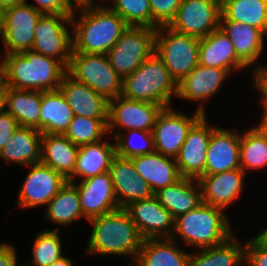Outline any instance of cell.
<instances>
[{
    "label": "cell",
    "mask_w": 267,
    "mask_h": 266,
    "mask_svg": "<svg viewBox=\"0 0 267 266\" xmlns=\"http://www.w3.org/2000/svg\"><path fill=\"white\" fill-rule=\"evenodd\" d=\"M245 262L249 266H267V246L254 236L245 241Z\"/></svg>",
    "instance_id": "obj_43"
},
{
    "label": "cell",
    "mask_w": 267,
    "mask_h": 266,
    "mask_svg": "<svg viewBox=\"0 0 267 266\" xmlns=\"http://www.w3.org/2000/svg\"><path fill=\"white\" fill-rule=\"evenodd\" d=\"M100 1L78 3L71 15L74 52L107 54L128 28L116 12Z\"/></svg>",
    "instance_id": "obj_1"
},
{
    "label": "cell",
    "mask_w": 267,
    "mask_h": 266,
    "mask_svg": "<svg viewBox=\"0 0 267 266\" xmlns=\"http://www.w3.org/2000/svg\"><path fill=\"white\" fill-rule=\"evenodd\" d=\"M189 255L172 238L145 239L133 266H188Z\"/></svg>",
    "instance_id": "obj_29"
},
{
    "label": "cell",
    "mask_w": 267,
    "mask_h": 266,
    "mask_svg": "<svg viewBox=\"0 0 267 266\" xmlns=\"http://www.w3.org/2000/svg\"><path fill=\"white\" fill-rule=\"evenodd\" d=\"M152 12V28L168 26L176 16L182 0H149Z\"/></svg>",
    "instance_id": "obj_41"
},
{
    "label": "cell",
    "mask_w": 267,
    "mask_h": 266,
    "mask_svg": "<svg viewBox=\"0 0 267 266\" xmlns=\"http://www.w3.org/2000/svg\"><path fill=\"white\" fill-rule=\"evenodd\" d=\"M163 108L158 103L132 100L122 95L109 100L108 138H115L127 130L152 132Z\"/></svg>",
    "instance_id": "obj_10"
},
{
    "label": "cell",
    "mask_w": 267,
    "mask_h": 266,
    "mask_svg": "<svg viewBox=\"0 0 267 266\" xmlns=\"http://www.w3.org/2000/svg\"><path fill=\"white\" fill-rule=\"evenodd\" d=\"M0 73L8 87L49 91L58 89L67 68L55 58L29 50L0 55Z\"/></svg>",
    "instance_id": "obj_3"
},
{
    "label": "cell",
    "mask_w": 267,
    "mask_h": 266,
    "mask_svg": "<svg viewBox=\"0 0 267 266\" xmlns=\"http://www.w3.org/2000/svg\"><path fill=\"white\" fill-rule=\"evenodd\" d=\"M230 236L224 242L190 252L188 266H240L245 261V241Z\"/></svg>",
    "instance_id": "obj_33"
},
{
    "label": "cell",
    "mask_w": 267,
    "mask_h": 266,
    "mask_svg": "<svg viewBox=\"0 0 267 266\" xmlns=\"http://www.w3.org/2000/svg\"><path fill=\"white\" fill-rule=\"evenodd\" d=\"M67 74L86 84L108 101L121 95L122 79L110 65L106 54L72 52Z\"/></svg>",
    "instance_id": "obj_6"
},
{
    "label": "cell",
    "mask_w": 267,
    "mask_h": 266,
    "mask_svg": "<svg viewBox=\"0 0 267 266\" xmlns=\"http://www.w3.org/2000/svg\"><path fill=\"white\" fill-rule=\"evenodd\" d=\"M71 15L43 14L35 27L32 48L44 56L57 59L66 68L73 52Z\"/></svg>",
    "instance_id": "obj_9"
},
{
    "label": "cell",
    "mask_w": 267,
    "mask_h": 266,
    "mask_svg": "<svg viewBox=\"0 0 267 266\" xmlns=\"http://www.w3.org/2000/svg\"><path fill=\"white\" fill-rule=\"evenodd\" d=\"M200 39L159 26L155 35V52L179 83L199 64Z\"/></svg>",
    "instance_id": "obj_7"
},
{
    "label": "cell",
    "mask_w": 267,
    "mask_h": 266,
    "mask_svg": "<svg viewBox=\"0 0 267 266\" xmlns=\"http://www.w3.org/2000/svg\"><path fill=\"white\" fill-rule=\"evenodd\" d=\"M87 222L92 225V231L85 247L86 255L128 256L133 266L144 239L124 208L93 217Z\"/></svg>",
    "instance_id": "obj_2"
},
{
    "label": "cell",
    "mask_w": 267,
    "mask_h": 266,
    "mask_svg": "<svg viewBox=\"0 0 267 266\" xmlns=\"http://www.w3.org/2000/svg\"><path fill=\"white\" fill-rule=\"evenodd\" d=\"M43 15L24 1L4 9L3 43L6 54L32 50L35 27Z\"/></svg>",
    "instance_id": "obj_11"
},
{
    "label": "cell",
    "mask_w": 267,
    "mask_h": 266,
    "mask_svg": "<svg viewBox=\"0 0 267 266\" xmlns=\"http://www.w3.org/2000/svg\"><path fill=\"white\" fill-rule=\"evenodd\" d=\"M124 209L137 225L144 240L172 237L175 219L155 196L146 200L134 201Z\"/></svg>",
    "instance_id": "obj_17"
},
{
    "label": "cell",
    "mask_w": 267,
    "mask_h": 266,
    "mask_svg": "<svg viewBox=\"0 0 267 266\" xmlns=\"http://www.w3.org/2000/svg\"><path fill=\"white\" fill-rule=\"evenodd\" d=\"M42 91L19 90L9 87L6 110L19 126L40 131Z\"/></svg>",
    "instance_id": "obj_34"
},
{
    "label": "cell",
    "mask_w": 267,
    "mask_h": 266,
    "mask_svg": "<svg viewBox=\"0 0 267 266\" xmlns=\"http://www.w3.org/2000/svg\"><path fill=\"white\" fill-rule=\"evenodd\" d=\"M44 219L51 224L57 225L55 230H60L59 226H70L74 222L85 219L82 213L80 198L77 188L67 182L46 205Z\"/></svg>",
    "instance_id": "obj_32"
},
{
    "label": "cell",
    "mask_w": 267,
    "mask_h": 266,
    "mask_svg": "<svg viewBox=\"0 0 267 266\" xmlns=\"http://www.w3.org/2000/svg\"><path fill=\"white\" fill-rule=\"evenodd\" d=\"M3 20H4V9L0 7V40H2L3 36V22H4Z\"/></svg>",
    "instance_id": "obj_52"
},
{
    "label": "cell",
    "mask_w": 267,
    "mask_h": 266,
    "mask_svg": "<svg viewBox=\"0 0 267 266\" xmlns=\"http://www.w3.org/2000/svg\"><path fill=\"white\" fill-rule=\"evenodd\" d=\"M60 236L59 230L55 229H44L39 232L33 241L31 264L29 262L24 264L26 266H50L63 257L65 254Z\"/></svg>",
    "instance_id": "obj_38"
},
{
    "label": "cell",
    "mask_w": 267,
    "mask_h": 266,
    "mask_svg": "<svg viewBox=\"0 0 267 266\" xmlns=\"http://www.w3.org/2000/svg\"><path fill=\"white\" fill-rule=\"evenodd\" d=\"M219 27L229 37L236 56L254 72L262 68L265 63H259L267 35L260 29L237 21L220 20ZM257 65H255V64Z\"/></svg>",
    "instance_id": "obj_22"
},
{
    "label": "cell",
    "mask_w": 267,
    "mask_h": 266,
    "mask_svg": "<svg viewBox=\"0 0 267 266\" xmlns=\"http://www.w3.org/2000/svg\"><path fill=\"white\" fill-rule=\"evenodd\" d=\"M114 140L116 155L122 158H132L155 151L152 132L127 130L119 133Z\"/></svg>",
    "instance_id": "obj_40"
},
{
    "label": "cell",
    "mask_w": 267,
    "mask_h": 266,
    "mask_svg": "<svg viewBox=\"0 0 267 266\" xmlns=\"http://www.w3.org/2000/svg\"><path fill=\"white\" fill-rule=\"evenodd\" d=\"M203 116L199 111L187 115L174 106L163 108L153 127L154 150L164 156L176 158L189 130Z\"/></svg>",
    "instance_id": "obj_12"
},
{
    "label": "cell",
    "mask_w": 267,
    "mask_h": 266,
    "mask_svg": "<svg viewBox=\"0 0 267 266\" xmlns=\"http://www.w3.org/2000/svg\"><path fill=\"white\" fill-rule=\"evenodd\" d=\"M253 75L252 88L260 93L262 102H267V64L256 70Z\"/></svg>",
    "instance_id": "obj_45"
},
{
    "label": "cell",
    "mask_w": 267,
    "mask_h": 266,
    "mask_svg": "<svg viewBox=\"0 0 267 266\" xmlns=\"http://www.w3.org/2000/svg\"><path fill=\"white\" fill-rule=\"evenodd\" d=\"M28 3V0H23ZM31 3L35 9L43 14H73L78 3L75 0H34Z\"/></svg>",
    "instance_id": "obj_42"
},
{
    "label": "cell",
    "mask_w": 267,
    "mask_h": 266,
    "mask_svg": "<svg viewBox=\"0 0 267 266\" xmlns=\"http://www.w3.org/2000/svg\"><path fill=\"white\" fill-rule=\"evenodd\" d=\"M232 74L223 68H212L198 64L179 83L177 99L199 103L196 111L206 114L207 102L218 94L220 87Z\"/></svg>",
    "instance_id": "obj_15"
},
{
    "label": "cell",
    "mask_w": 267,
    "mask_h": 266,
    "mask_svg": "<svg viewBox=\"0 0 267 266\" xmlns=\"http://www.w3.org/2000/svg\"><path fill=\"white\" fill-rule=\"evenodd\" d=\"M79 147L65 135L42 134L40 163L51 167L66 180L72 175Z\"/></svg>",
    "instance_id": "obj_30"
},
{
    "label": "cell",
    "mask_w": 267,
    "mask_h": 266,
    "mask_svg": "<svg viewBox=\"0 0 267 266\" xmlns=\"http://www.w3.org/2000/svg\"><path fill=\"white\" fill-rule=\"evenodd\" d=\"M240 266H249L245 261Z\"/></svg>",
    "instance_id": "obj_55"
},
{
    "label": "cell",
    "mask_w": 267,
    "mask_h": 266,
    "mask_svg": "<svg viewBox=\"0 0 267 266\" xmlns=\"http://www.w3.org/2000/svg\"><path fill=\"white\" fill-rule=\"evenodd\" d=\"M155 35V28L128 26L107 52L110 65L121 79L134 72L155 52Z\"/></svg>",
    "instance_id": "obj_8"
},
{
    "label": "cell",
    "mask_w": 267,
    "mask_h": 266,
    "mask_svg": "<svg viewBox=\"0 0 267 266\" xmlns=\"http://www.w3.org/2000/svg\"><path fill=\"white\" fill-rule=\"evenodd\" d=\"M22 1L23 0H0V7H2L3 9H6Z\"/></svg>",
    "instance_id": "obj_51"
},
{
    "label": "cell",
    "mask_w": 267,
    "mask_h": 266,
    "mask_svg": "<svg viewBox=\"0 0 267 266\" xmlns=\"http://www.w3.org/2000/svg\"><path fill=\"white\" fill-rule=\"evenodd\" d=\"M50 266H74L73 261L68 256H63L60 259L56 260Z\"/></svg>",
    "instance_id": "obj_49"
},
{
    "label": "cell",
    "mask_w": 267,
    "mask_h": 266,
    "mask_svg": "<svg viewBox=\"0 0 267 266\" xmlns=\"http://www.w3.org/2000/svg\"><path fill=\"white\" fill-rule=\"evenodd\" d=\"M260 243L267 246V226L254 236Z\"/></svg>",
    "instance_id": "obj_50"
},
{
    "label": "cell",
    "mask_w": 267,
    "mask_h": 266,
    "mask_svg": "<svg viewBox=\"0 0 267 266\" xmlns=\"http://www.w3.org/2000/svg\"><path fill=\"white\" fill-rule=\"evenodd\" d=\"M199 64L212 68H223L231 74L245 71L248 68L236 56L233 44L220 27L200 39Z\"/></svg>",
    "instance_id": "obj_24"
},
{
    "label": "cell",
    "mask_w": 267,
    "mask_h": 266,
    "mask_svg": "<svg viewBox=\"0 0 267 266\" xmlns=\"http://www.w3.org/2000/svg\"><path fill=\"white\" fill-rule=\"evenodd\" d=\"M58 89L74 115L108 119L109 101L86 84L74 80L66 73Z\"/></svg>",
    "instance_id": "obj_23"
},
{
    "label": "cell",
    "mask_w": 267,
    "mask_h": 266,
    "mask_svg": "<svg viewBox=\"0 0 267 266\" xmlns=\"http://www.w3.org/2000/svg\"><path fill=\"white\" fill-rule=\"evenodd\" d=\"M220 20L237 21L267 35V0H233L221 7Z\"/></svg>",
    "instance_id": "obj_35"
},
{
    "label": "cell",
    "mask_w": 267,
    "mask_h": 266,
    "mask_svg": "<svg viewBox=\"0 0 267 266\" xmlns=\"http://www.w3.org/2000/svg\"><path fill=\"white\" fill-rule=\"evenodd\" d=\"M8 85L3 78L2 74L0 73V112L6 110V101H7V92H8Z\"/></svg>",
    "instance_id": "obj_48"
},
{
    "label": "cell",
    "mask_w": 267,
    "mask_h": 266,
    "mask_svg": "<svg viewBox=\"0 0 267 266\" xmlns=\"http://www.w3.org/2000/svg\"><path fill=\"white\" fill-rule=\"evenodd\" d=\"M130 159L137 173L149 184L154 193L181 178L176 160L156 151Z\"/></svg>",
    "instance_id": "obj_26"
},
{
    "label": "cell",
    "mask_w": 267,
    "mask_h": 266,
    "mask_svg": "<svg viewBox=\"0 0 267 266\" xmlns=\"http://www.w3.org/2000/svg\"><path fill=\"white\" fill-rule=\"evenodd\" d=\"M245 178L246 173L241 169L201 176L198 182L202 202L226 210L244 193Z\"/></svg>",
    "instance_id": "obj_20"
},
{
    "label": "cell",
    "mask_w": 267,
    "mask_h": 266,
    "mask_svg": "<svg viewBox=\"0 0 267 266\" xmlns=\"http://www.w3.org/2000/svg\"><path fill=\"white\" fill-rule=\"evenodd\" d=\"M73 117V111L59 89L42 91L40 111L42 134L64 135Z\"/></svg>",
    "instance_id": "obj_31"
},
{
    "label": "cell",
    "mask_w": 267,
    "mask_h": 266,
    "mask_svg": "<svg viewBox=\"0 0 267 266\" xmlns=\"http://www.w3.org/2000/svg\"><path fill=\"white\" fill-rule=\"evenodd\" d=\"M64 135L78 147L99 142L106 139V135H109L108 119L86 118L74 115Z\"/></svg>",
    "instance_id": "obj_37"
},
{
    "label": "cell",
    "mask_w": 267,
    "mask_h": 266,
    "mask_svg": "<svg viewBox=\"0 0 267 266\" xmlns=\"http://www.w3.org/2000/svg\"><path fill=\"white\" fill-rule=\"evenodd\" d=\"M236 128L217 127L211 132L204 165V175L225 172L240 167L241 133Z\"/></svg>",
    "instance_id": "obj_19"
},
{
    "label": "cell",
    "mask_w": 267,
    "mask_h": 266,
    "mask_svg": "<svg viewBox=\"0 0 267 266\" xmlns=\"http://www.w3.org/2000/svg\"><path fill=\"white\" fill-rule=\"evenodd\" d=\"M177 88L178 83L154 52L134 72L122 79L121 95L132 100L158 103L167 108L172 106V96L177 97Z\"/></svg>",
    "instance_id": "obj_5"
},
{
    "label": "cell",
    "mask_w": 267,
    "mask_h": 266,
    "mask_svg": "<svg viewBox=\"0 0 267 266\" xmlns=\"http://www.w3.org/2000/svg\"><path fill=\"white\" fill-rule=\"evenodd\" d=\"M42 133L34 128L19 126L10 141L0 152V159L6 164L28 166L41 160Z\"/></svg>",
    "instance_id": "obj_28"
},
{
    "label": "cell",
    "mask_w": 267,
    "mask_h": 266,
    "mask_svg": "<svg viewBox=\"0 0 267 266\" xmlns=\"http://www.w3.org/2000/svg\"><path fill=\"white\" fill-rule=\"evenodd\" d=\"M220 16L218 0H182L168 27L175 32L201 39L219 28Z\"/></svg>",
    "instance_id": "obj_13"
},
{
    "label": "cell",
    "mask_w": 267,
    "mask_h": 266,
    "mask_svg": "<svg viewBox=\"0 0 267 266\" xmlns=\"http://www.w3.org/2000/svg\"><path fill=\"white\" fill-rule=\"evenodd\" d=\"M230 224L225 210L202 202L175 219L171 238L197 249L212 247L233 235Z\"/></svg>",
    "instance_id": "obj_4"
},
{
    "label": "cell",
    "mask_w": 267,
    "mask_h": 266,
    "mask_svg": "<svg viewBox=\"0 0 267 266\" xmlns=\"http://www.w3.org/2000/svg\"><path fill=\"white\" fill-rule=\"evenodd\" d=\"M240 167L246 174L267 167V136L253 126L241 133Z\"/></svg>",
    "instance_id": "obj_36"
},
{
    "label": "cell",
    "mask_w": 267,
    "mask_h": 266,
    "mask_svg": "<svg viewBox=\"0 0 267 266\" xmlns=\"http://www.w3.org/2000/svg\"><path fill=\"white\" fill-rule=\"evenodd\" d=\"M103 139L79 147L73 175L67 182H76V179L85 180L99 174L109 172L113 158L116 156V144Z\"/></svg>",
    "instance_id": "obj_25"
},
{
    "label": "cell",
    "mask_w": 267,
    "mask_h": 266,
    "mask_svg": "<svg viewBox=\"0 0 267 266\" xmlns=\"http://www.w3.org/2000/svg\"><path fill=\"white\" fill-rule=\"evenodd\" d=\"M208 123L207 116L203 115L189 130L175 158L181 177L198 180L204 175L211 132L217 127Z\"/></svg>",
    "instance_id": "obj_16"
},
{
    "label": "cell",
    "mask_w": 267,
    "mask_h": 266,
    "mask_svg": "<svg viewBox=\"0 0 267 266\" xmlns=\"http://www.w3.org/2000/svg\"><path fill=\"white\" fill-rule=\"evenodd\" d=\"M262 106V116L258 124H255L253 127L256 128L261 134L267 136V104L260 102Z\"/></svg>",
    "instance_id": "obj_47"
},
{
    "label": "cell",
    "mask_w": 267,
    "mask_h": 266,
    "mask_svg": "<svg viewBox=\"0 0 267 266\" xmlns=\"http://www.w3.org/2000/svg\"><path fill=\"white\" fill-rule=\"evenodd\" d=\"M101 2H106L105 4L129 26L152 27V12L149 0H101Z\"/></svg>",
    "instance_id": "obj_39"
},
{
    "label": "cell",
    "mask_w": 267,
    "mask_h": 266,
    "mask_svg": "<svg viewBox=\"0 0 267 266\" xmlns=\"http://www.w3.org/2000/svg\"><path fill=\"white\" fill-rule=\"evenodd\" d=\"M114 192L120 208L134 201L154 196L149 184L137 173L130 158L115 156L109 169Z\"/></svg>",
    "instance_id": "obj_21"
},
{
    "label": "cell",
    "mask_w": 267,
    "mask_h": 266,
    "mask_svg": "<svg viewBox=\"0 0 267 266\" xmlns=\"http://www.w3.org/2000/svg\"><path fill=\"white\" fill-rule=\"evenodd\" d=\"M19 128L16 119L7 111L0 112V152Z\"/></svg>",
    "instance_id": "obj_44"
},
{
    "label": "cell",
    "mask_w": 267,
    "mask_h": 266,
    "mask_svg": "<svg viewBox=\"0 0 267 266\" xmlns=\"http://www.w3.org/2000/svg\"><path fill=\"white\" fill-rule=\"evenodd\" d=\"M11 243H0V266H19L18 252Z\"/></svg>",
    "instance_id": "obj_46"
},
{
    "label": "cell",
    "mask_w": 267,
    "mask_h": 266,
    "mask_svg": "<svg viewBox=\"0 0 267 266\" xmlns=\"http://www.w3.org/2000/svg\"><path fill=\"white\" fill-rule=\"evenodd\" d=\"M28 167L30 170L26 173L17 195L18 209H35L47 205L67 183L61 174L42 163L31 164Z\"/></svg>",
    "instance_id": "obj_14"
},
{
    "label": "cell",
    "mask_w": 267,
    "mask_h": 266,
    "mask_svg": "<svg viewBox=\"0 0 267 266\" xmlns=\"http://www.w3.org/2000/svg\"><path fill=\"white\" fill-rule=\"evenodd\" d=\"M77 3H82V2H88V1H93V0H75ZM98 1V0H96Z\"/></svg>",
    "instance_id": "obj_54"
},
{
    "label": "cell",
    "mask_w": 267,
    "mask_h": 266,
    "mask_svg": "<svg viewBox=\"0 0 267 266\" xmlns=\"http://www.w3.org/2000/svg\"><path fill=\"white\" fill-rule=\"evenodd\" d=\"M233 1V0H218L220 6L222 7L226 2Z\"/></svg>",
    "instance_id": "obj_53"
},
{
    "label": "cell",
    "mask_w": 267,
    "mask_h": 266,
    "mask_svg": "<svg viewBox=\"0 0 267 266\" xmlns=\"http://www.w3.org/2000/svg\"><path fill=\"white\" fill-rule=\"evenodd\" d=\"M154 196L176 219L202 203L201 187L197 179L181 177L175 183L159 189Z\"/></svg>",
    "instance_id": "obj_27"
},
{
    "label": "cell",
    "mask_w": 267,
    "mask_h": 266,
    "mask_svg": "<svg viewBox=\"0 0 267 266\" xmlns=\"http://www.w3.org/2000/svg\"><path fill=\"white\" fill-rule=\"evenodd\" d=\"M70 183L78 190L81 210L87 220L120 208L109 172Z\"/></svg>",
    "instance_id": "obj_18"
}]
</instances>
